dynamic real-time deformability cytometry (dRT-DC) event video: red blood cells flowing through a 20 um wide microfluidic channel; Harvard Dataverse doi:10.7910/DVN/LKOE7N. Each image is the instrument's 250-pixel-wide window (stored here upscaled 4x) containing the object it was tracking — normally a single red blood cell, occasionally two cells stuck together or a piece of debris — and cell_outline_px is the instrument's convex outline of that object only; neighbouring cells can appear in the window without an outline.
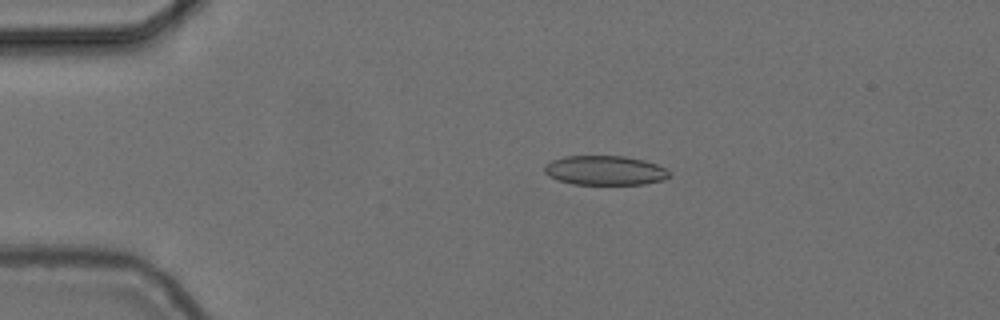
{"species": "common noctule bat (a hibernating species)", "species_latin": "Nyctalus noctula", "temperature_condition": "cold", "stored_images_in_passage": 39, "camera_frame_rate_fps": 3000, "um_per_image_px": 0.085, "animal": {"sex": "female", "body_mass_g": 24.6, "forearm_length_mm": 56.2}, "frame": {"image": 1, "passage_image": 2, "time_ms": 0.333, "image_size_px": [1000, 320], "cell_outline_px": [[668, 176], [664, 180], [644, 184], [572, 184], [556, 180], [548, 176], [544, 172], [544, 164], [552, 160], [564, 156], [624, 156], [644, 160], [656, 164], [664, 168], [668, 172]], "centroid_in_image_um": [51.36, 14.48], "position_along_channel_um": 33.6, "area_um2": 21.44}}
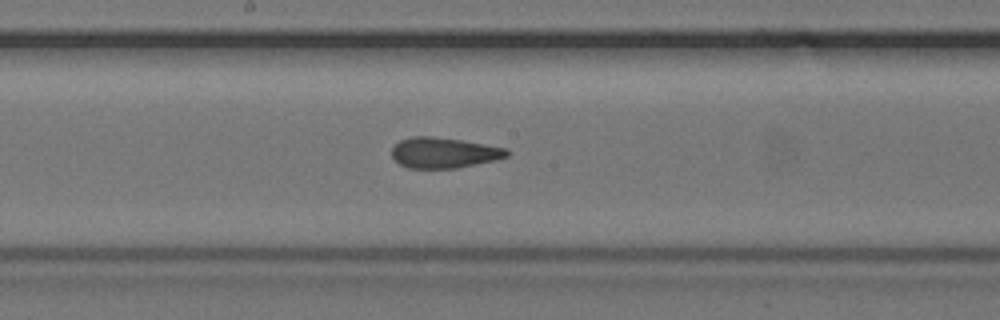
{"frame": {"image": 2, "passage_image": 20, "time_ms": 6.333, "image_size_px": [1000, 320], "cell_outline_px": [[512, 152], [508, 156], [496, 160], [456, 168], [408, 168], [400, 164], [392, 156], [392, 148], [400, 140], [412, 136], [432, 136], [460, 140], [508, 148]], "centroid_in_image_um": [37.76, 12.98], "position_along_channel_um": 210.4, "area_um2": 20.52}}
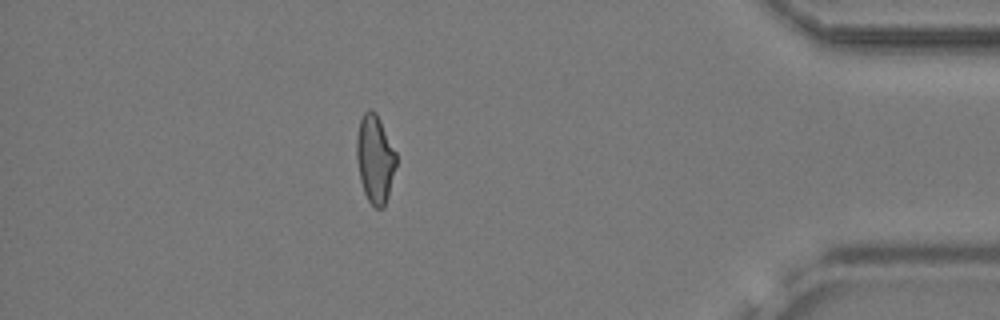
{"frame": {"image": 3, "passage_image": 39, "time_ms": 12.667, "image_size_px": [1000, 320], "cell_outline_px": [[396, 164], [388, 196], [384, 208], [376, 208], [368, 200], [364, 192], [360, 180], [356, 160], [356, 140], [360, 120], [364, 112], [368, 108], [372, 108], [376, 112], [396, 152]], "centroid_in_image_um": [31.86, 13.49], "position_along_channel_um": 403.3, "area_um2": 20.35}, "authors_computed_cell_mechanics": {"area_um2": 20.6346, "velocity_mm_per_s": 3.7324, "shape_relaxation_time_tau1_ms": null, "shape_relaxation_time_tau2_ms": 2.3011, "deformation_change_tau1": null, "deformation_change_tau2": 0.0945}}